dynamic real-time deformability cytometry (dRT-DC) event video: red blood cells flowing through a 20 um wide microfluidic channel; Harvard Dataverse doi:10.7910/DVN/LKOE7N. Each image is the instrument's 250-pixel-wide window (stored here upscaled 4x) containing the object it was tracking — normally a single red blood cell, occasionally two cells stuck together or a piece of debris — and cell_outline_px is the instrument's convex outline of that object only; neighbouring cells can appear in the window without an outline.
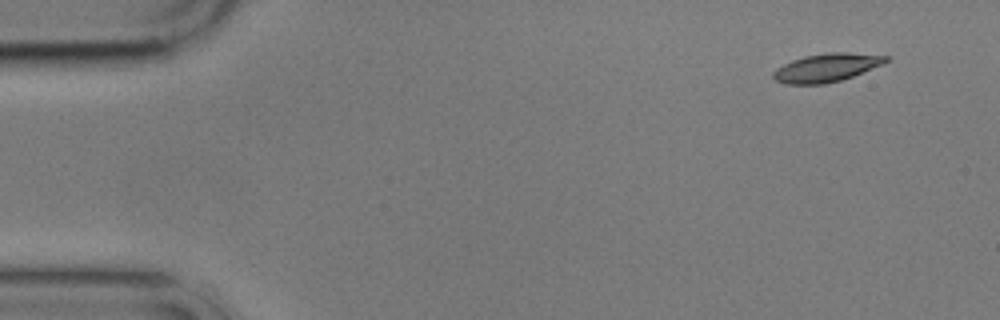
{"species": "common noctule bat (a hibernating species)", "species_latin": "Nyctalus noctula", "temperature_condition": "cold", "stored_images_in_passage": 7, "camera_frame_rate_fps": 3000, "um_per_image_px": 0.085, "animal": {"sex": "male", "body_mass_g": 17.9}, "frame": {"image": 1, "passage_image": 1, "time_ms": 0.0, "image_size_px": [1000, 320], "cell_outline_px": [[888, 60], [884, 64], [852, 76], [840, 80], [824, 84], [788, 84], [776, 80], [772, 76], [772, 72], [776, 68], [792, 60], [804, 56], [832, 52], [848, 52], [888, 56]], "centroid_in_image_um": [70.25, 5.75], "position_along_channel_um": 14.8, "area_um2": 18.44}}
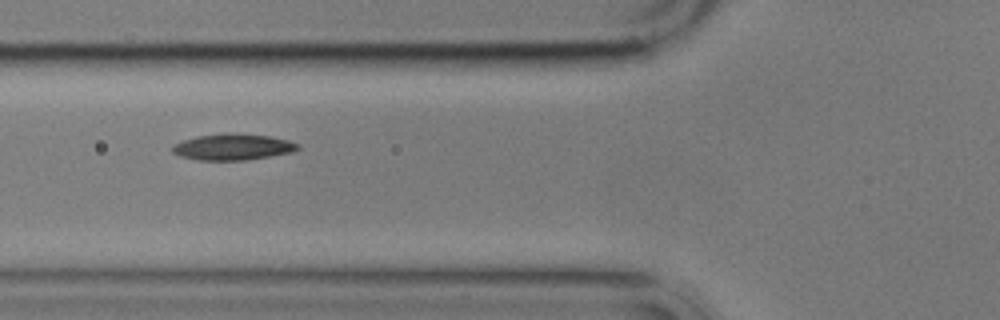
{"frame": {"image": 2, "passage_image": 6, "time_ms": 5.667, "image_size_px": [1000, 320], "cell_outline_px": [[300, 148], [292, 152], [244, 160], [200, 160], [180, 156], [172, 152], [172, 148], [176, 144], [184, 140], [196, 136], [224, 132], [232, 132], [268, 136], [288, 140], [300, 144]], "centroid_in_image_um": [19.8, 12.47], "position_along_channel_um": 106.0, "area_um2": 19.13}}
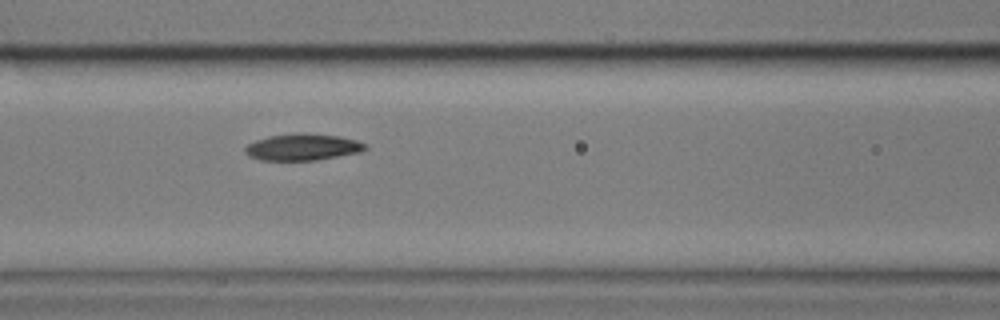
{"frame": {"image": 3, "passage_image": 7, "time_ms": 6.667, "image_size_px": [1000, 320], "cell_outline_px": [[368, 148], [360, 152], [316, 160], [260, 160], [248, 156], [244, 152], [244, 148], [248, 144], [256, 140], [268, 136], [300, 132], [340, 136], [356, 140], [368, 144]], "centroid_in_image_um": [25.73, 12.49], "position_along_channel_um": 140.9, "area_um2": 18.79}}